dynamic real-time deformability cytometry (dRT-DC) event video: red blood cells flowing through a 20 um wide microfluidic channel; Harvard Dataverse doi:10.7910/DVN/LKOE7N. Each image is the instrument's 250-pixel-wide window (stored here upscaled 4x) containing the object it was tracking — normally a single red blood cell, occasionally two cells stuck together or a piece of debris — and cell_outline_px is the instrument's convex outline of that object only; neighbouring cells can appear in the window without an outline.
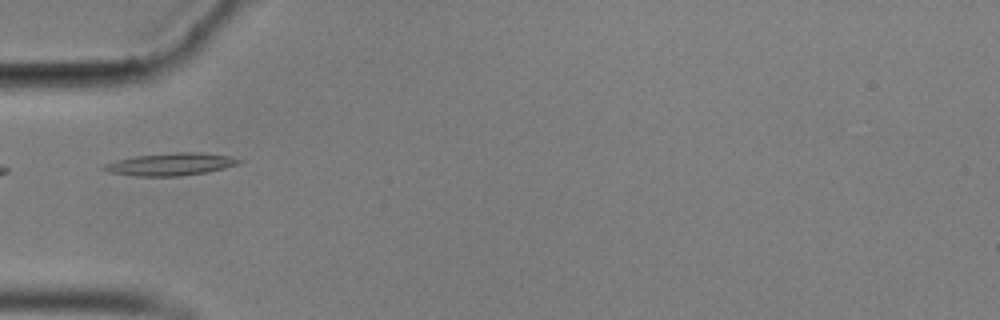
{"species": "common noctule bat (a hibernating species)", "species_latin": "Nyctalus noctula", "temperature_condition": "cold", "stored_images_in_passage": 3, "camera_frame_rate_fps": 3000, "um_per_image_px": 0.085, "animal": {"sex": "male", "body_mass_g": 17.9}, "frame": {"image": 1, "passage_image": 1, "time_ms": 0.0, "image_size_px": [1000, 320], "cell_outline_px": [[244, 160], [236, 164], [224, 168], [208, 172], [180, 176], [136, 176], [108, 172], [100, 168], [104, 164], [116, 160], [136, 156], [176, 152], [204, 152], [228, 156]], "centroid_in_image_um": [14.49, 13.96], "position_along_channel_um": 70.5, "area_um2": 17.69}}